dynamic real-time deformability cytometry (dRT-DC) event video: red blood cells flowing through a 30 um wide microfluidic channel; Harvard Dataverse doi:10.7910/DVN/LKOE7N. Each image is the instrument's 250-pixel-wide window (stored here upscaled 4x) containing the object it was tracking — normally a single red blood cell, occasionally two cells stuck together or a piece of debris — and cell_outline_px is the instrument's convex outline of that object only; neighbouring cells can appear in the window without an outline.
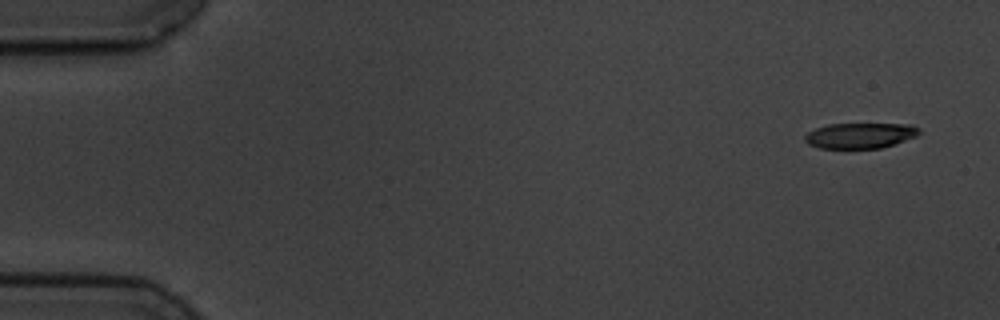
{"species": "common noctule bat (a hibernating species)", "species_latin": "Nyctalus noctula", "temperature_condition": "cold", "stored_images_in_passage": 6, "segment_of_instrument_passage": [1, 2], "camera_frame_rate_fps": 3000, "um_per_image_px": 0.085, "animal": {"sex": "male", "body_mass_g": 19.5, "forearm_length_mm": 54.6}, "frame": {"image": 1, "passage_image": 1, "time_ms": 0.0, "image_size_px": [1000, 320], "cell_outline_px": [[920, 132], [916, 136], [880, 148], [820, 148], [808, 144], [804, 140], [804, 136], [808, 132], [816, 128], [828, 124], [912, 124], [920, 128]], "centroid_in_image_um": [73.09, 11.51], "position_along_channel_um": 11.9, "area_um2": 16.88}}